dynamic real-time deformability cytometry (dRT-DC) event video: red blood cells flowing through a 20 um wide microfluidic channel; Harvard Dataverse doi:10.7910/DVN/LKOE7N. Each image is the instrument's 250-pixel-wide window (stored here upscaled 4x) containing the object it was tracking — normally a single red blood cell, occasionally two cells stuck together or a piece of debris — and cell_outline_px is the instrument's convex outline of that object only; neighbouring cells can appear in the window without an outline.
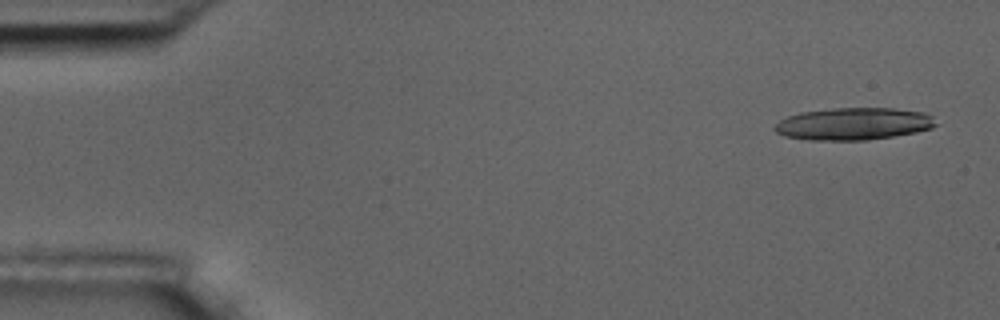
{"species": "common noctule bat (a hibernating species)", "species_latin": "Nyctalus noctula", "temperature_condition": "room temperature", "stored_images_in_passage": 4, "camera_frame_rate_fps": 3000, "um_per_image_px": 0.085, "animal": {"sex": "male", "body_mass_g": 17.5, "forearm_length_mm": 52.3}, "frame": {"image": 1, "passage_image": 1, "time_ms": 0.0, "image_size_px": [1000, 320], "cell_outline_px": [[940, 124], [932, 128], [916, 132], [868, 140], [812, 140], [784, 136], [776, 132], [772, 128], [780, 120], [788, 116], [800, 112], [832, 108], [892, 108], [924, 112], [932, 116]], "centroid_in_image_um": [72.57, 10.52], "position_along_channel_um": 12.4, "area_um2": 30.46}}